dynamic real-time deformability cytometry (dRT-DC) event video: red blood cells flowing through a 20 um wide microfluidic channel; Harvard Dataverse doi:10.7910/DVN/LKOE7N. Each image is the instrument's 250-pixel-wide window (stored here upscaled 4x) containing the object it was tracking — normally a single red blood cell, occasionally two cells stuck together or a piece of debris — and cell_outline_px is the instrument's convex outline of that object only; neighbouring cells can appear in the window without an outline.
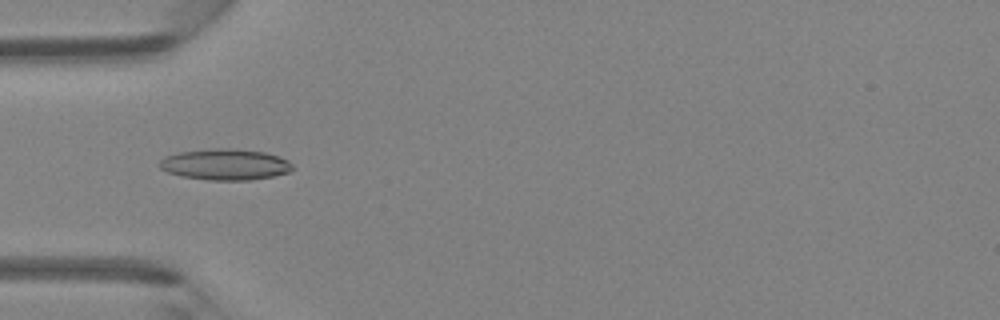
{"species": "Egyptian fruit bat (a non-hibernating species)", "species_latin": "Rousettus aegyptiacus", "temperature_condition": "room temperature", "stored_images_in_passage": 46, "camera_frame_rate_fps": 3000, "um_per_image_px": 0.085, "animal": {"sex": "female"}, "frame": {"image": 1, "passage_image": 15, "time_ms": 4.667, "image_size_px": [1000, 320], "cell_outline_px": [[292, 168], [288, 172], [272, 176], [248, 180], [208, 180], [184, 176], [168, 172], [160, 168], [160, 160], [164, 156], [180, 152], [212, 148], [232, 148], [264, 152], [280, 156], [288, 160], [292, 164]], "centroid_in_image_um": [19.14, 13.96], "position_along_channel_um": 65.9, "area_um2": 23.99}}
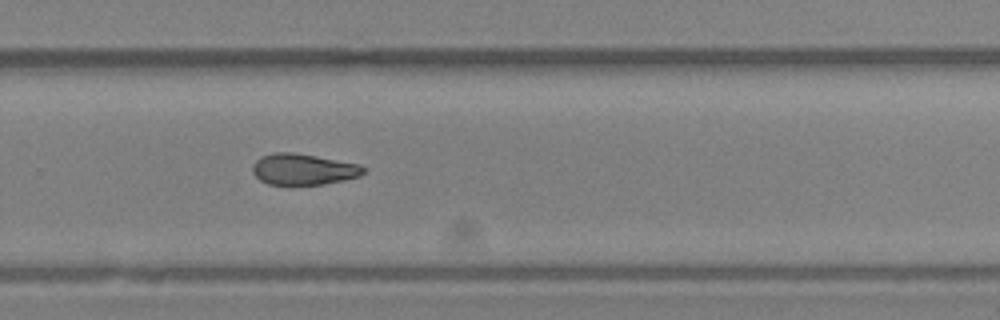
{"frame": {"image": 2, "passage_image": 31, "time_ms": 10.0, "image_size_px": [1000, 320], "cell_outline_px": [[368, 168], [360, 176], [344, 180], [324, 184], [268, 184], [260, 180], [252, 172], [252, 164], [256, 160], [272, 152], [292, 152], [316, 156], [360, 164]], "centroid_in_image_um": [25.8, 14.38], "position_along_channel_um": 304.0, "area_um2": 20.11}}
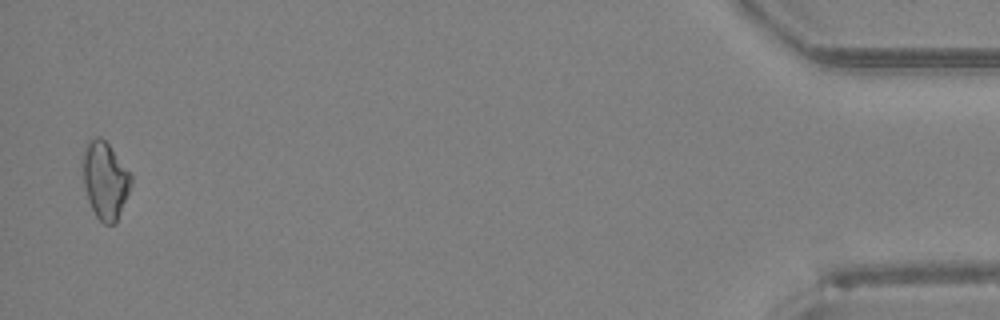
{"frame": {"image": 3, "passage_image": 45, "time_ms": 14.667, "image_size_px": [1000, 320], "cell_outline_px": [[132, 184], [116, 220], [112, 224], [104, 224], [96, 216], [88, 200], [84, 184], [80, 156], [88, 140], [96, 136], [100, 136], [108, 144], [132, 176]], "centroid_in_image_um": [8.89, 15.27], "position_along_channel_um": 426.3, "area_um2": 21.62}}